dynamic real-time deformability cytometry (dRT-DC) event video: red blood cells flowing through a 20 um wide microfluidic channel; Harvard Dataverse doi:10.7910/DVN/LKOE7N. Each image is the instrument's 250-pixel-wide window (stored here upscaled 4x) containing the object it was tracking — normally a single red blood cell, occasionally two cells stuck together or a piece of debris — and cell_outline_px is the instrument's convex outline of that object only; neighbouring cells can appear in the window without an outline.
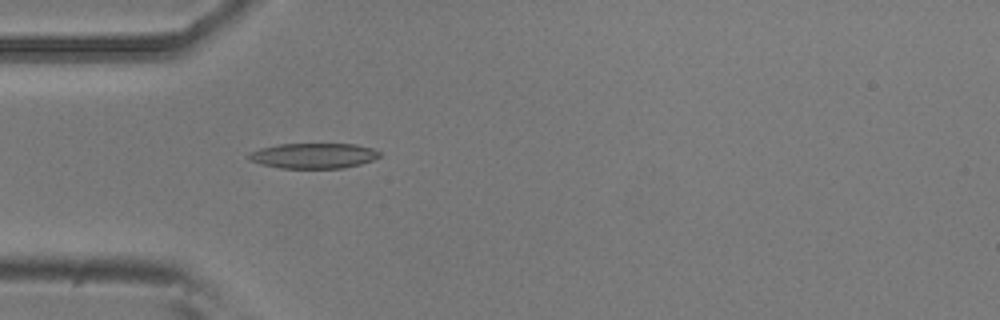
{"species": "common noctule bat (a hibernating species)", "species_latin": "Nyctalus noctula", "temperature_condition": "room temperature", "stored_images_in_passage": 43, "camera_frame_rate_fps": 3000, "um_per_image_px": 0.085, "animal": {"sex": "male", "body_mass_g": 20.5, "forearm_length_mm": 52.5}, "frame": {"image": 1, "passage_image": 5, "time_ms": 1.333, "image_size_px": [1000, 320], "cell_outline_px": [[380, 156], [372, 160], [360, 164], [344, 168], [280, 168], [260, 164], [252, 160], [248, 156], [248, 152], [260, 148], [276, 144], [356, 144], [372, 148], [380, 152]], "centroid_in_image_um": [26.64, 13.23], "position_along_channel_um": 58.4, "area_um2": 19.31}}
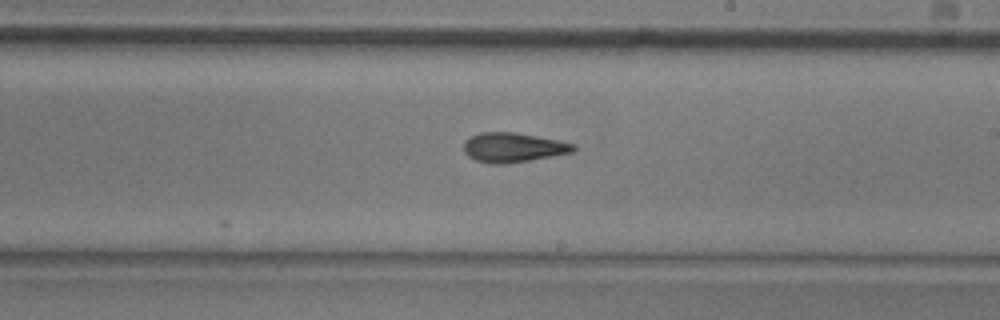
{"frame": {"image": 2, "passage_image": 20, "time_ms": 6.333, "image_size_px": [1000, 320], "cell_outline_px": [[576, 148], [572, 152], [552, 156], [504, 164], [492, 164], [476, 160], [468, 156], [464, 152], [464, 140], [480, 132], [516, 132], [556, 140], [572, 144]], "centroid_in_image_um": [43.56, 12.53], "position_along_channel_um": 245.4, "area_um2": 18.61}}
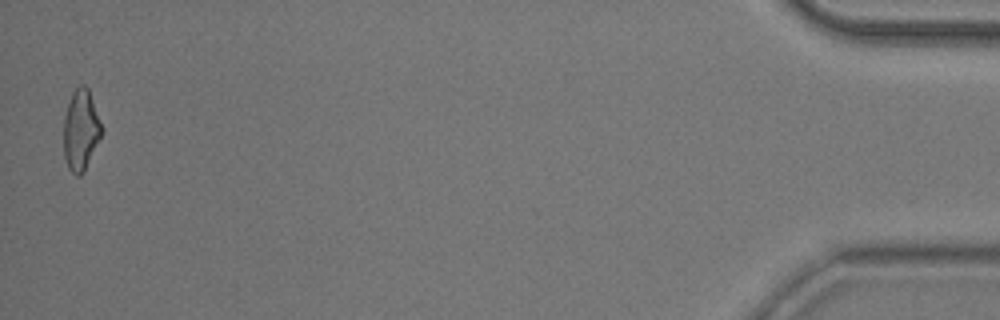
{"frame": {"image": 3, "passage_image": 42, "time_ms": 13.667, "image_size_px": [1000, 320], "cell_outline_px": [[100, 136], [84, 172], [80, 176], [76, 176], [68, 168], [64, 156], [64, 116], [72, 92], [80, 84], [84, 84], [88, 88], [100, 124]], "centroid_in_image_um": [6.83, 11.07], "position_along_channel_um": 428.4, "area_um2": 17.34}, "authors_computed_cell_mechanics": {"area_um2": 18.1492, "velocity_mm_per_s": 3.7848, "shape_relaxation_time_tau1_ms": null, "shape_relaxation_time_tau2_ms": 2.4665, "deformation_change_tau1": null, "deformation_change_tau2": 0.104}}